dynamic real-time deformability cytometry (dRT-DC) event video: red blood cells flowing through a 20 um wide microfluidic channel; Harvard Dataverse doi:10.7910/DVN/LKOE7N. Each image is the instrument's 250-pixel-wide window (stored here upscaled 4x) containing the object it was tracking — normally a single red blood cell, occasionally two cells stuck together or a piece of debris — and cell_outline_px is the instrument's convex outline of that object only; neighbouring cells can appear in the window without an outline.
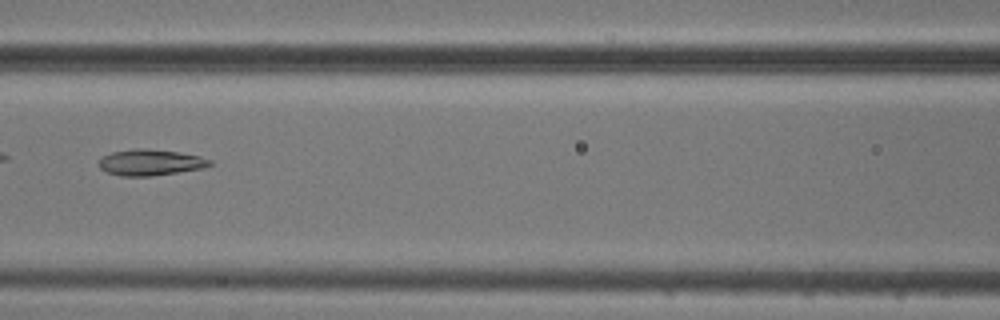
{"species": "common noctule bat (a hibernating species)", "species_latin": "Nyctalus noctula", "temperature_condition": "cold", "stored_images_in_passage": 4, "camera_frame_rate_fps": 3000, "um_per_image_px": 0.085, "animal": {"sex": "male", "body_mass_g": 20.5, "forearm_length_mm": 52.5}, "frame": {"image": 1, "passage_image": 4, "time_ms": 3.667, "image_size_px": [1000, 320], "cell_outline_px": [[212, 164], [204, 168], [148, 176], [120, 176], [108, 172], [100, 168], [100, 160], [104, 156], [112, 152], [136, 148], [140, 148], [176, 152], [200, 156], [212, 160]], "centroid_in_image_um": [12.8, 13.81], "position_along_channel_um": 153.8, "area_um2": 16.53}}